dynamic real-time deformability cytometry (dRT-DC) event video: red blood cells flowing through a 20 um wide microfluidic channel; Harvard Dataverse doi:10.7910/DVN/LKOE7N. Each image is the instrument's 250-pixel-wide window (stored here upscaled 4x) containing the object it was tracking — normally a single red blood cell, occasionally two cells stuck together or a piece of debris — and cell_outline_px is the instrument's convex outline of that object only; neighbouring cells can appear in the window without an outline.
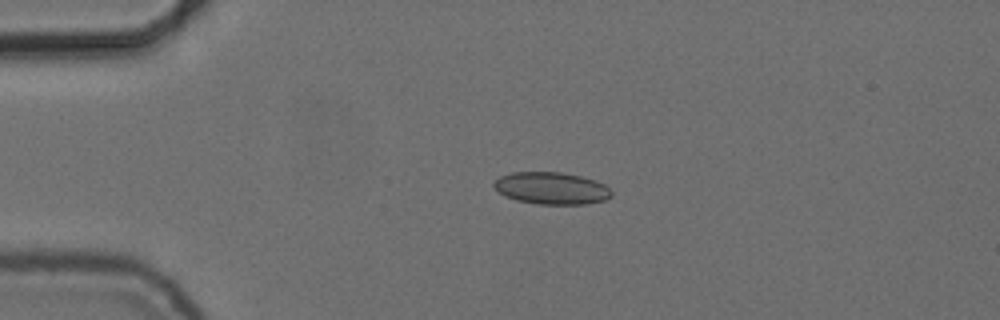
{"species": "common noctule bat (a hibernating species)", "species_latin": "Nyctalus noctula", "temperature_condition": "cold", "stored_images_in_passage": 35, "camera_frame_rate_fps": 3000, "um_per_image_px": 0.085, "animal": {"sex": "female", "body_mass_g": 24.6, "forearm_length_mm": 56.2}, "frame": {"image": 1, "passage_image": 1, "time_ms": 0.0, "image_size_px": [1000, 320], "cell_outline_px": [[612, 196], [604, 200], [584, 204], [540, 204], [516, 200], [500, 192], [492, 184], [500, 176], [512, 172], [560, 172], [580, 176], [596, 180], [604, 184], [612, 192]], "centroid_in_image_um": [46.9, 15.99], "position_along_channel_um": 38.1, "area_um2": 21.79}}
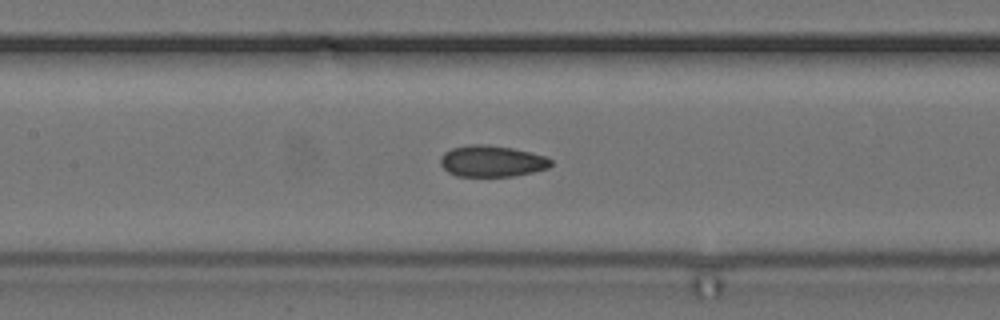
{"frame": {"image": 2, "passage_image": 14, "time_ms": 4.333, "image_size_px": [1000, 320], "cell_outline_px": [[552, 164], [548, 168], [532, 172], [512, 176], [456, 176], [448, 172], [440, 164], [440, 156], [444, 152], [452, 148], [468, 144], [484, 144], [512, 148], [544, 156], [552, 160]], "centroid_in_image_um": [41.77, 13.69], "position_along_channel_um": 165.6, "area_um2": 20.11}}
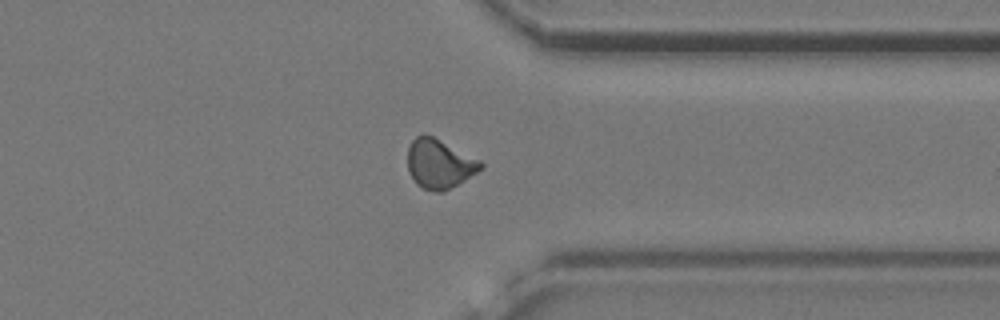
{"frame": {"image": 3, "passage_image": 31, "time_ms": 10.0, "image_size_px": [1000, 320], "cell_outline_px": [[484, 168], [444, 192], [432, 192], [416, 184], [408, 172], [408, 148], [412, 140], [416, 136], [424, 132], [480, 160], [484, 164]], "centroid_in_image_um": [37.33, 13.93], "position_along_channel_um": 374.1, "area_um2": 21.04}, "authors_computed_cell_mechanics": {"area_um2": 20.4034, "velocity_mm_per_s": 3.7319, "shape_relaxation_time_tau1_ms": null, "shape_relaxation_time_tau2_ms": 1.459, "deformation_change_tau1": null, "deformation_change_tau2": 0.0652}}